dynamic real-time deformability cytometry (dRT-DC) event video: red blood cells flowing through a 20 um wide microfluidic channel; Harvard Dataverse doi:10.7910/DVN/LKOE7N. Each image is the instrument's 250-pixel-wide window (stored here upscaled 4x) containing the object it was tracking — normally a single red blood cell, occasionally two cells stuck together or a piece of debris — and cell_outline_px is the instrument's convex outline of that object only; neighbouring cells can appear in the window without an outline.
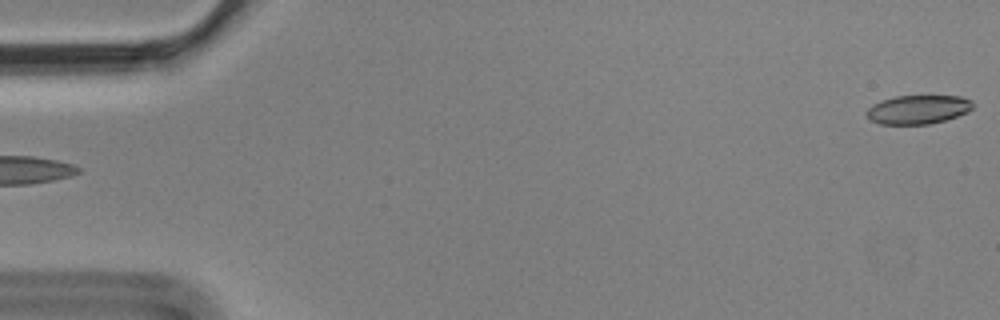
{"species": "Egyptian fruit bat (a non-hibernating species)", "species_latin": "Rousettus aegyptiacus", "temperature_condition": "cold", "stored_images_in_passage": 4, "segment_of_instrument_passage": [2, 2], "camera_frame_rate_fps": 3000, "um_per_image_px": 0.085, "animal": {"sex": "male"}, "frame": {"image": 1, "passage_image": 4, "time_ms": 1.0, "image_size_px": [1000, 320], "cell_outline_px": [[972, 108], [968, 112], [944, 120], [928, 124], [880, 124], [872, 120], [864, 112], [872, 104], [896, 96], [960, 96], [972, 100]], "centroid_in_image_um": [78.03, 9.3], "position_along_channel_um": 7.0, "area_um2": 17.69}}